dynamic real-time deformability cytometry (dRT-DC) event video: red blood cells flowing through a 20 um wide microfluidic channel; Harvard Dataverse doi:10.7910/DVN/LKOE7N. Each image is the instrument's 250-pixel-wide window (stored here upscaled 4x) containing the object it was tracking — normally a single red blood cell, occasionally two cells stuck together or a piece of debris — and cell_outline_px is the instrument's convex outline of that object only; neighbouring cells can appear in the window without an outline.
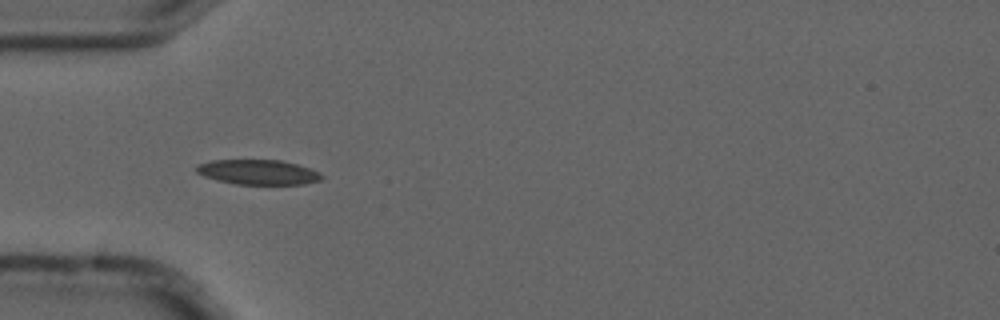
{"species": "common noctule bat (a hibernating species)", "species_latin": "Nyctalus noctula", "temperature_condition": "cold", "stored_images_in_passage": 9, "camera_frame_rate_fps": 3000, "um_per_image_px": 0.085, "animal": {"sex": "male", "forearm_length_mm": 52.5}, "frame": {"image": 1, "passage_image": 3, "time_ms": 0.667, "image_size_px": [1000, 320], "cell_outline_px": [[324, 176], [320, 180], [304, 184], [236, 184], [216, 180], [204, 176], [196, 172], [196, 164], [212, 160], [280, 160], [296, 164], [320, 172]], "centroid_in_image_um": [21.92, 14.63], "position_along_channel_um": 63.1, "area_um2": 18.15}}
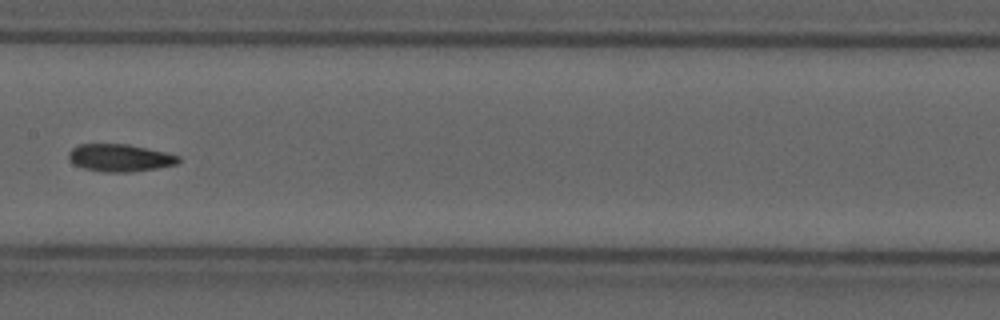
{"frame": {"image": 2, "passage_image": 6, "time_ms": 1.667, "image_size_px": [1000, 320], "cell_outline_px": [[180, 160], [176, 164], [156, 168], [132, 172], [104, 172], [84, 168], [72, 164], [68, 156], [68, 152], [76, 144], [128, 144], [164, 152], [180, 156]], "centroid_in_image_um": [10.15, 13.41], "position_along_channel_um": 197.3, "area_um2": 17.57}}
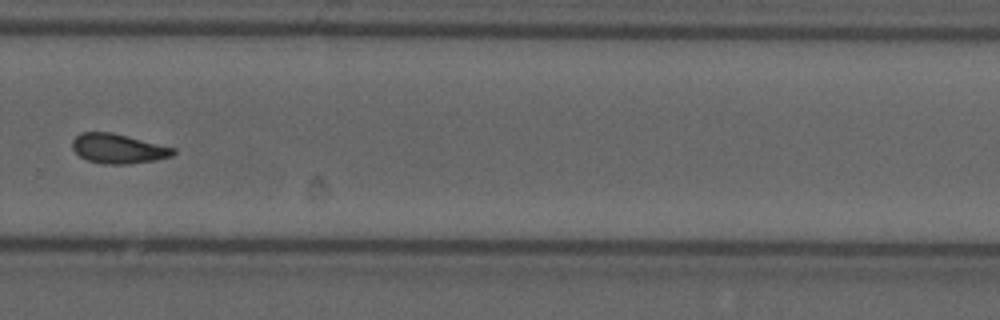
{"frame": {"image": 3, "passage_image": 9, "time_ms": 2.667, "image_size_px": [1000, 320], "cell_outline_px": [[176, 152], [172, 156], [156, 160], [128, 164], [104, 164], [88, 160], [80, 156], [72, 148], [72, 140], [80, 132], [112, 132], [176, 148]], "centroid_in_image_um": [10.06, 12.63], "position_along_channel_um": 319.7, "area_um2": 17.46}}